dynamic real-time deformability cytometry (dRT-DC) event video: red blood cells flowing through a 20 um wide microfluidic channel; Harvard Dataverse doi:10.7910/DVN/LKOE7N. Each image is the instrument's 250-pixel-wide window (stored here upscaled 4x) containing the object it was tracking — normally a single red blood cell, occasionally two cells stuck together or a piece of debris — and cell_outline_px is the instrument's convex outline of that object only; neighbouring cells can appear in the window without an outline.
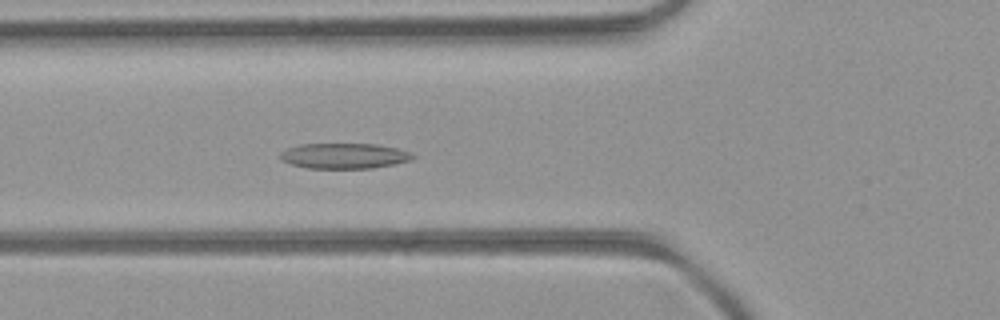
{"species": "common noctule bat (a hibernating species)", "species_latin": "Nyctalus noctula", "temperature_condition": "room temperature", "stored_images_in_passage": 51, "camera_frame_rate_fps": 3000, "um_per_image_px": 0.085, "animal": {"sex": "female", "body_mass_g": 21.9}, "frame": {"image": 1, "passage_image": 18, "time_ms": 5.667, "image_size_px": [1000, 320], "cell_outline_px": [[416, 156], [412, 160], [396, 164], [372, 168], [308, 168], [292, 164], [280, 160], [280, 152], [288, 148], [300, 144], [376, 144], [396, 148], [412, 152]], "centroid_in_image_um": [29.29, 13.25], "position_along_channel_um": 96.5, "area_um2": 19.71}}
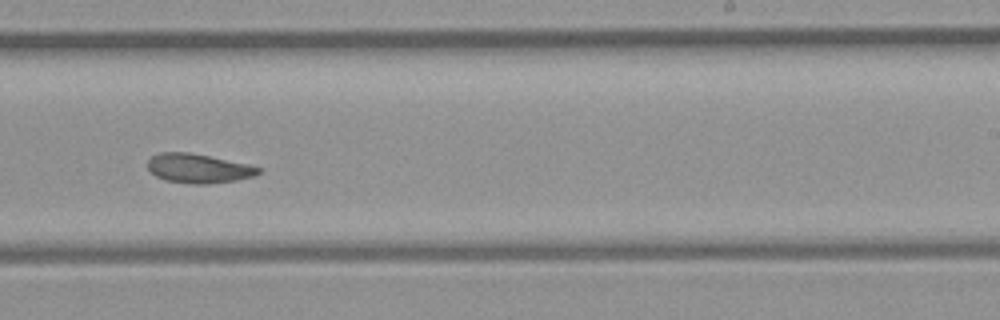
{"frame": {"image": 2, "passage_image": 31, "time_ms": 10.0, "image_size_px": [1000, 320], "cell_outline_px": [[260, 172], [256, 176], [236, 180], [208, 184], [192, 184], [164, 180], [156, 176], [148, 168], [148, 160], [152, 156], [160, 152], [188, 152], [248, 164], [260, 168]], "centroid_in_image_um": [16.86, 14.32], "position_along_channel_um": 272.1, "area_um2": 18.79}}
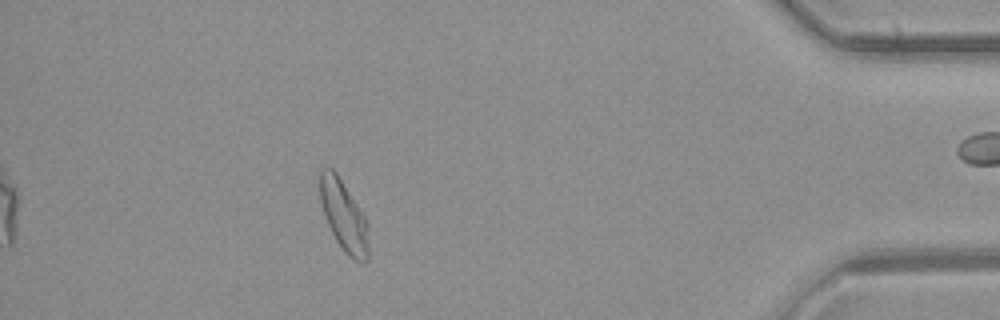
{"frame": {"image": 3, "passage_image": 45, "time_ms": 14.667, "image_size_px": [1000, 320], "cell_outline_px": [[368, 260], [364, 264], [360, 264], [352, 260], [344, 252], [336, 240], [324, 216], [320, 200], [320, 168], [332, 168], [336, 172], [364, 216], [368, 244]], "centroid_in_image_um": [29.2, 18.39], "position_along_channel_um": 406.0, "area_um2": 19.77}, "authors_computed_cell_mechanics": {"area_um2": 20.1144, "velocity_mm_per_s": 4.0475, "shape_relaxation_time_tau1_ms": 5.8519, "shape_relaxation_time_tau2_ms": 2.1247, "deformation_change_tau1": 0.1466, "deformation_change_tau2": 0.0769}}